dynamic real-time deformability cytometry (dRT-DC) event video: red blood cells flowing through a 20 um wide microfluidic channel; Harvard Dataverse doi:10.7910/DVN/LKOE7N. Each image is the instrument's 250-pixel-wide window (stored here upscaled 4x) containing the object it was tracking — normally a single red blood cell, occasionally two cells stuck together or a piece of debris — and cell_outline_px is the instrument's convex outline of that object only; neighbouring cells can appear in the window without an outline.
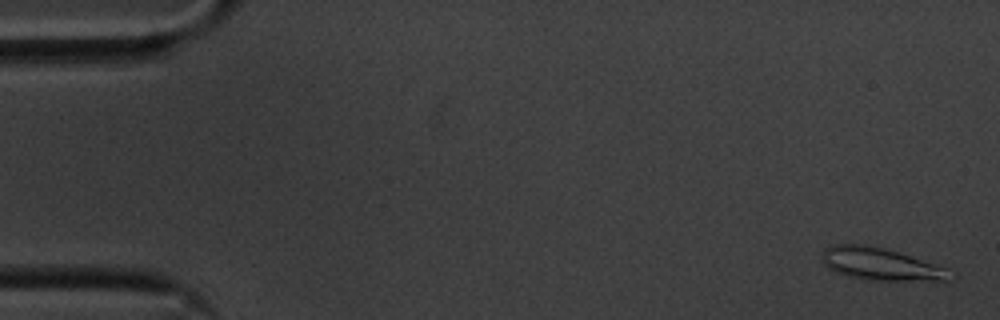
{"species": "common noctule bat (a hibernating species)", "species_latin": "Nyctalus noctula", "temperature_condition": "cold", "stored_images_in_passage": 57, "segment_of_instrument_passage": [1, 2], "camera_frame_rate_fps": 3000, "um_per_image_px": 0.085, "animal": {"sex": "male", "body_mass_g": 20.1, "forearm_length_mm": 53.5}, "frame": {"image": 1, "passage_image": 2, "time_ms": 0.333, "image_size_px": [1000, 320], "cell_outline_px": [[956, 276], [952, 280], [868, 280], [848, 276], [836, 272], [828, 268], [820, 260], [820, 256], [824, 248], [836, 244], [864, 244], [884, 248], [948, 268]], "centroid_in_image_um": [74.84, 22.45], "position_along_channel_um": 10.2, "area_um2": 24.22}}
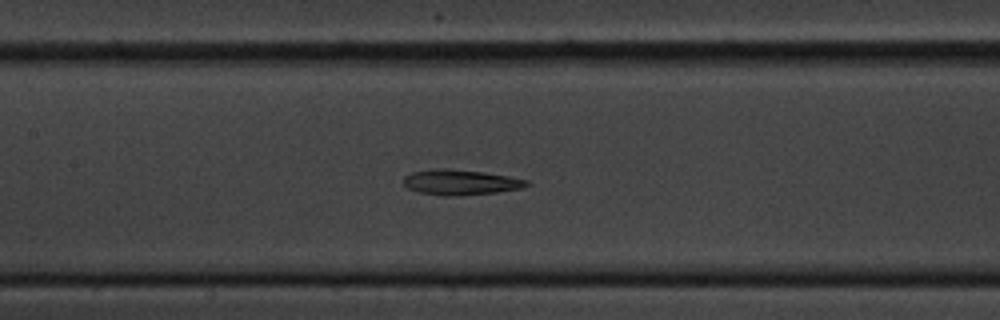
{"frame": {"image": 2, "passage_image": 26, "time_ms": 8.333, "image_size_px": [1000, 320], "cell_outline_px": [[532, 184], [520, 188], [496, 192], [456, 196], [444, 196], [420, 192], [408, 188], [404, 184], [404, 176], [412, 172], [432, 168], [444, 168], [484, 172], [508, 176], [528, 180]], "centroid_in_image_um": [39.14, 15.48], "position_along_channel_um": 168.3, "area_um2": 18.15}}
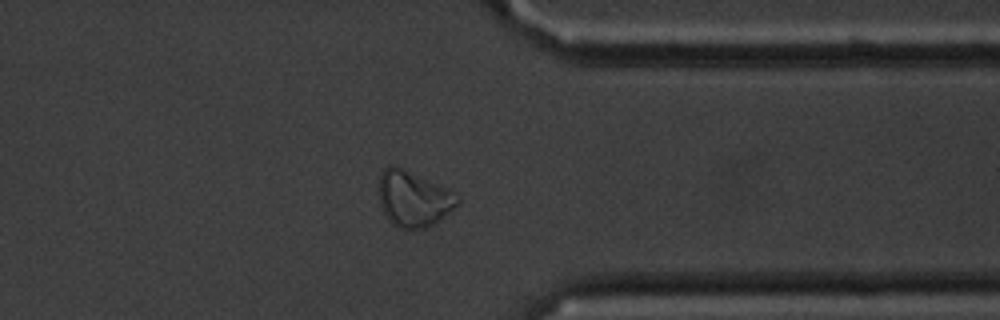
{"frame": {"image": 3, "passage_image": 44, "time_ms": 14.333, "image_size_px": [1000, 320], "cell_outline_px": [[460, 200], [436, 224], [424, 228], [396, 228], [388, 220], [380, 204], [380, 172], [388, 164], [396, 164], [448, 188], [460, 196]], "centroid_in_image_um": [35.14, 16.87], "position_along_channel_um": 376.3, "area_um2": 25.72}}